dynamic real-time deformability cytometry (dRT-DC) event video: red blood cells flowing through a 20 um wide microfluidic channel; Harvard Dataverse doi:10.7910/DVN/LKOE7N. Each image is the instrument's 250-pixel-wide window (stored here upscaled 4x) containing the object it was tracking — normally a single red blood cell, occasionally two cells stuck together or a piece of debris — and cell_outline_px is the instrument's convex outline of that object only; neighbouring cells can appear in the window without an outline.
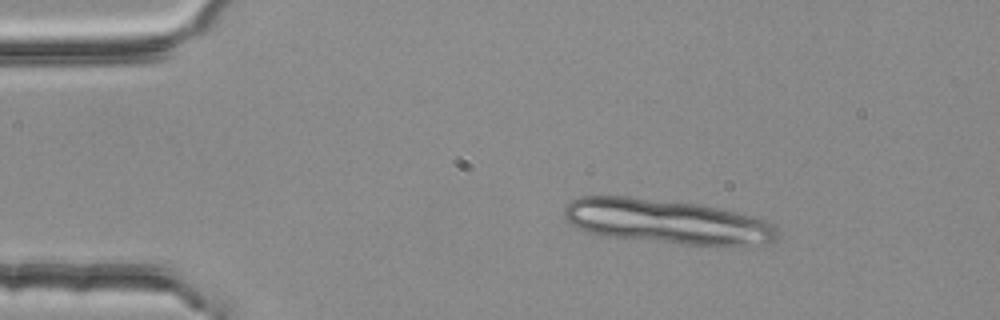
{"species": "common noctule bat (a hibernating species)", "species_latin": "Nyctalus noctula", "temperature_condition": "room temperature", "stored_images_in_passage": 3, "camera_frame_rate_fps": 3000, "um_per_image_px": 0.085, "animal": {"sex": "female", "body_mass_g": 25.1}, "frame": {"image": 1, "passage_image": 2, "time_ms": 0.333, "image_size_px": [1000, 320], "cell_outline_px": [[780, 232], [776, 240], [768, 244], [724, 248], [676, 244], [604, 236], [584, 232], [576, 228], [564, 216], [564, 208], [572, 200], [580, 196], [628, 196], [700, 204], [720, 208], [752, 216], [764, 220], [772, 224]], "centroid_in_image_um": [56.76, 18.87], "position_along_channel_um": 28.2, "area_um2": 56.59}}